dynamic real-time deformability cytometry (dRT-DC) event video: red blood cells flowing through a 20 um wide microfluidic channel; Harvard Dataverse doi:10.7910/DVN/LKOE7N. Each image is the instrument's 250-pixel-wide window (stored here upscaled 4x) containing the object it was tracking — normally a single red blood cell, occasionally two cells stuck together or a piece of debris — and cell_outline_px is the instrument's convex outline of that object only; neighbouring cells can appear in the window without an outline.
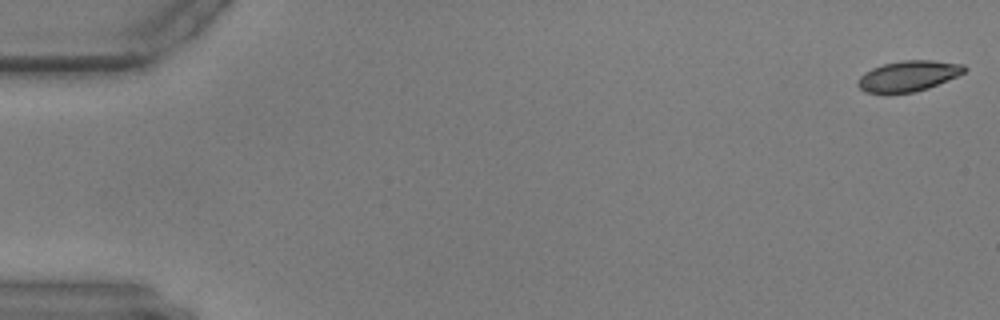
{"species": "common noctule bat (a hibernating species)", "species_latin": "Nyctalus noctula", "temperature_condition": "warm", "stored_images_in_passage": 58, "camera_frame_rate_fps": 3000, "um_per_image_px": 0.085, "animal": {"sex": "male", "body_mass_g": 17.9, "forearm_length_mm": 54.2}, "frame": {"image": 1, "passage_image": 1, "time_ms": 0.0, "image_size_px": [1000, 320], "cell_outline_px": [[968, 68], [964, 72], [956, 76], [928, 88], [916, 92], [888, 96], [884, 96], [864, 92], [856, 84], [856, 80], [864, 72], [872, 68], [884, 64], [900, 60], [932, 60], [964, 64]], "centroid_in_image_um": [77.13, 6.5], "position_along_channel_um": 7.9, "area_um2": 19.71}}
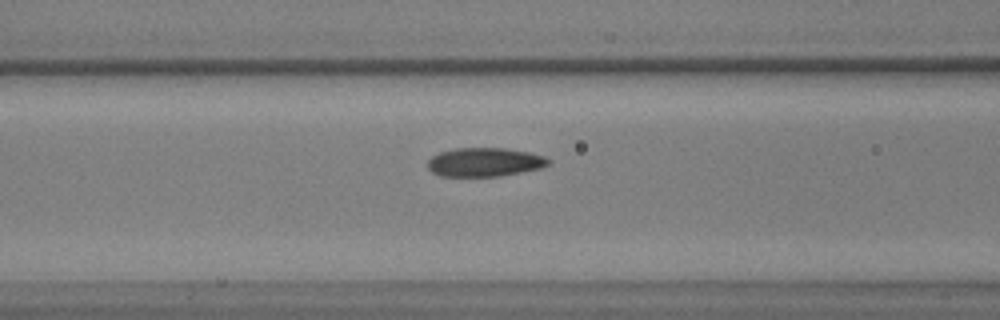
{"frame": {"image": 2, "passage_image": 24, "time_ms": 7.667, "image_size_px": [1000, 320], "cell_outline_px": [[552, 160], [548, 164], [540, 168], [500, 176], [440, 176], [432, 172], [428, 168], [428, 160], [432, 156], [440, 152], [456, 148], [504, 148], [528, 152], [544, 156]], "centroid_in_image_um": [41.18, 13.78], "position_along_channel_um": 125.4, "area_um2": 20.17}}
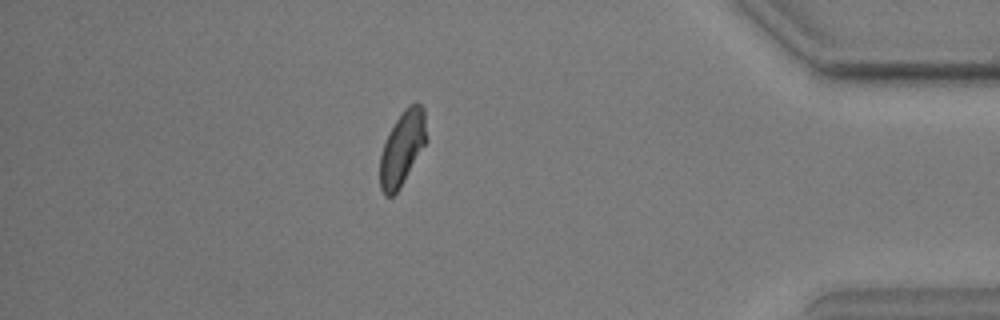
{"frame": {"image": 3, "passage_image": 51, "time_ms": 16.667, "image_size_px": [1000, 320], "cell_outline_px": [[428, 140], [400, 188], [392, 196], [384, 196], [380, 188], [380, 156], [384, 144], [396, 120], [404, 108], [408, 104], [416, 100], [424, 108], [428, 136]], "centroid_in_image_um": [34.23, 12.56], "position_along_channel_um": 401.0, "area_um2": 20.29}}